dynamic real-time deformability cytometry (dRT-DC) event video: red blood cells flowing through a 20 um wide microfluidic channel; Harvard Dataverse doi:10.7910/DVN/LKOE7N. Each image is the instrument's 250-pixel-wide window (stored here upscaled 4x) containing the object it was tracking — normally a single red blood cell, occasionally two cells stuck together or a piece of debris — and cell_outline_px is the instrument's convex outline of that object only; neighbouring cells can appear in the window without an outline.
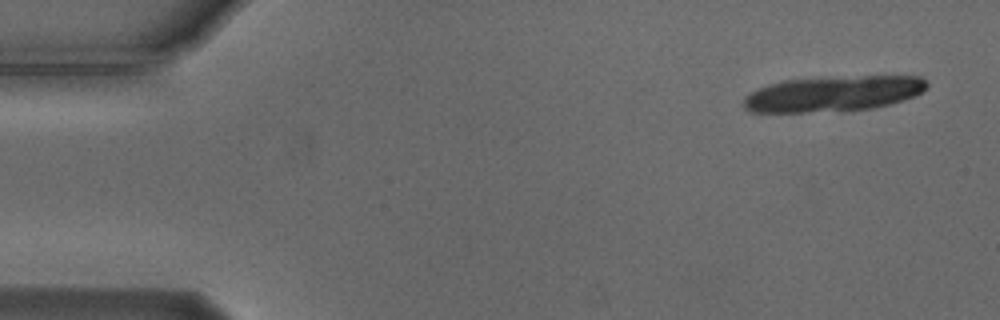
{"species": "Egyptian fruit bat (a non-hibernating species)", "species_latin": "Rousettus aegyptiacus", "temperature_condition": "cold", "stored_images_in_passage": 18, "camera_frame_rate_fps": 3000, "um_per_image_px": 0.085, "animal": {"sex": "male"}, "frame": {"image": 1, "passage_image": 3, "time_ms": 0.667, "image_size_px": [1000, 320], "cell_outline_px": [[928, 88], [912, 96], [888, 104], [872, 108], [808, 112], [748, 112], [744, 108], [744, 96], [748, 92], [756, 88], [768, 84], [784, 80], [864, 76], [920, 76], [928, 84]], "centroid_in_image_um": [70.74, 7.96], "position_along_channel_um": 14.3, "area_um2": 37.51}}